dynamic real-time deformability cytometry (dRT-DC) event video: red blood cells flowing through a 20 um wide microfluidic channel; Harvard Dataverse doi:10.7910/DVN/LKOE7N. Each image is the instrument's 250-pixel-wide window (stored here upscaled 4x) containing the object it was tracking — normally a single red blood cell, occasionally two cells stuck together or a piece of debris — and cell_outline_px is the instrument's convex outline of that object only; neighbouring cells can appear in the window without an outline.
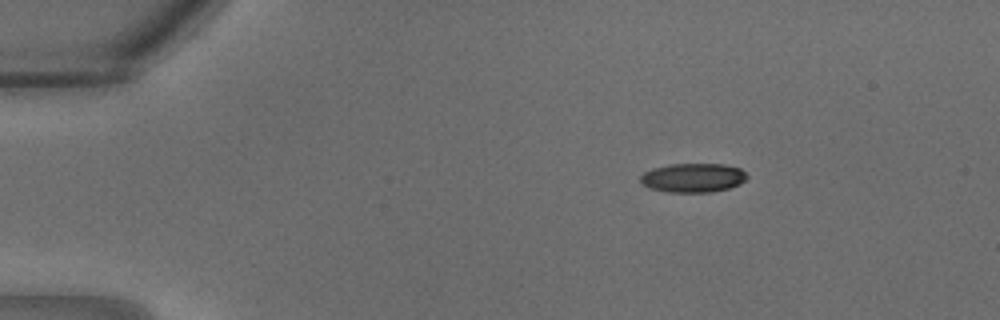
{"species": "common noctule bat (a hibernating species)", "species_latin": "Nyctalus noctula", "temperature_condition": "warm", "stored_images_in_passage": 27, "camera_frame_rate_fps": 3000, "um_per_image_px": 0.085, "animal": {"sex": "male", "body_mass_g": 18.8}, "frame": {"image": 1, "passage_image": 1, "time_ms": 0.0, "image_size_px": [1000, 320], "cell_outline_px": [[748, 176], [740, 184], [728, 188], [712, 192], [668, 192], [648, 188], [640, 180], [640, 176], [644, 172], [652, 168], [672, 164], [724, 164], [740, 168]], "centroid_in_image_um": [58.9, 15.11], "position_along_channel_um": 26.1, "area_um2": 18.03}}
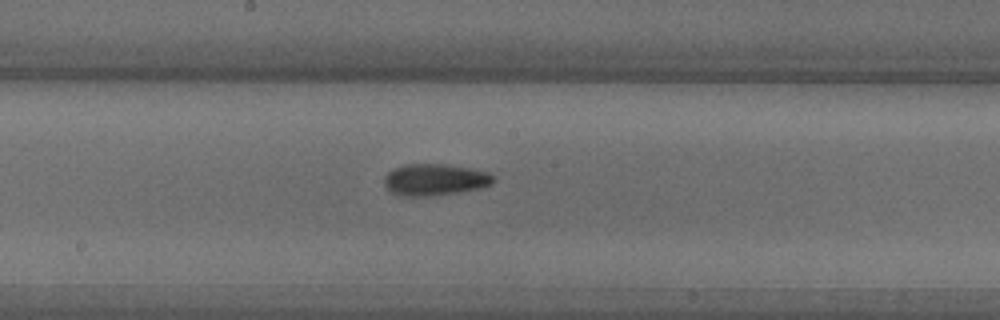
{"frame": {"image": 2, "passage_image": 13, "time_ms": 4.0, "image_size_px": [1000, 320], "cell_outline_px": [[492, 184], [480, 188], [460, 192], [432, 196], [400, 196], [392, 192], [384, 184], [384, 176], [392, 168], [408, 164], [440, 164], [468, 168], [488, 172], [492, 176]], "centroid_in_image_um": [36.92, 15.28], "position_along_channel_um": 211.3, "area_um2": 20.0}}
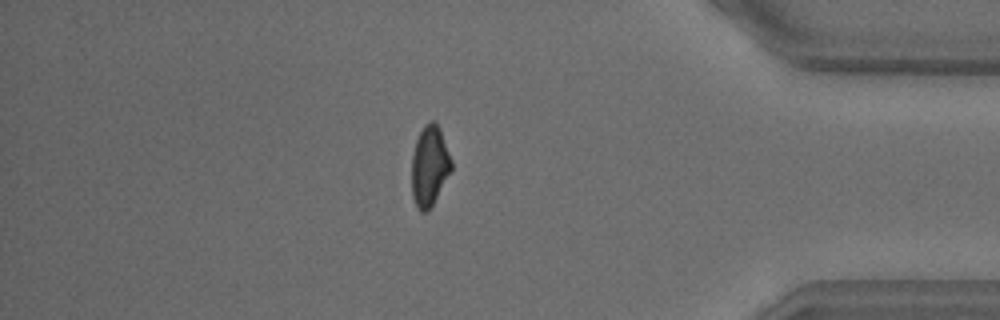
{"frame": {"image": 3, "passage_image": 23, "time_ms": 7.333, "image_size_px": [1000, 320], "cell_outline_px": [[452, 168], [428, 212], [420, 212], [416, 208], [412, 196], [412, 156], [416, 140], [424, 124], [432, 120], [440, 128], [452, 160]], "centroid_in_image_um": [36.5, 14.12], "position_along_channel_um": 398.7, "area_um2": 18.5}}